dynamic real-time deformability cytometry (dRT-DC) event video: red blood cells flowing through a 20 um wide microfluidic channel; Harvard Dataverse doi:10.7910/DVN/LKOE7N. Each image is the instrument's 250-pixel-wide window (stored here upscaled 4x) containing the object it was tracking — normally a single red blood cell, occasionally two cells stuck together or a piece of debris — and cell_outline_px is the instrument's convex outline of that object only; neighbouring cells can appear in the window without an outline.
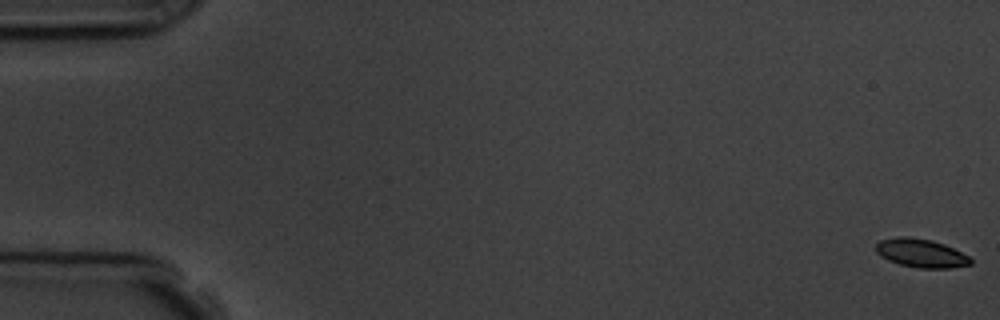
{"species": "common noctule bat (a hibernating species)", "species_latin": "Nyctalus noctula", "temperature_condition": "room temperature", "stored_images_in_passage": 9, "camera_frame_rate_fps": 3000, "um_per_image_px": 0.085, "animal": {"sex": "male", "body_mass_g": 19.5, "forearm_length_mm": 54.6}, "frame": {"image": 1, "passage_image": 1, "time_ms": 0.0, "image_size_px": [1000, 320], "cell_outline_px": [[972, 264], [952, 268], [920, 268], [900, 264], [888, 260], [880, 256], [876, 252], [876, 244], [880, 240], [900, 236], [908, 236], [932, 240], [944, 244], [968, 256], [972, 260]], "centroid_in_image_um": [78.28, 21.51], "position_along_channel_um": 6.7, "area_um2": 15.72}}
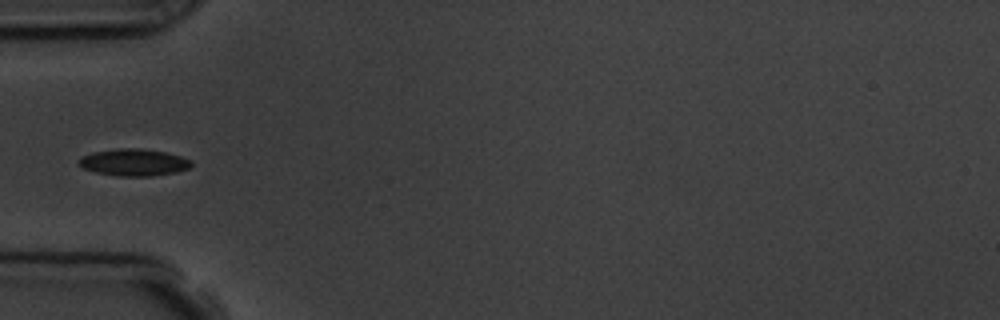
{"frame": {"image": 2, "passage_image": 6, "time_ms": 6.0, "image_size_px": [1000, 320], "cell_outline_px": [[192, 164], [188, 168], [176, 172], [152, 176], [116, 176], [96, 172], [84, 168], [76, 160], [92, 152], [116, 148], [140, 148], [164, 152], [180, 156], [192, 160]], "centroid_in_image_um": [11.37, 13.8], "position_along_channel_um": 73.6, "area_um2": 17.63}}